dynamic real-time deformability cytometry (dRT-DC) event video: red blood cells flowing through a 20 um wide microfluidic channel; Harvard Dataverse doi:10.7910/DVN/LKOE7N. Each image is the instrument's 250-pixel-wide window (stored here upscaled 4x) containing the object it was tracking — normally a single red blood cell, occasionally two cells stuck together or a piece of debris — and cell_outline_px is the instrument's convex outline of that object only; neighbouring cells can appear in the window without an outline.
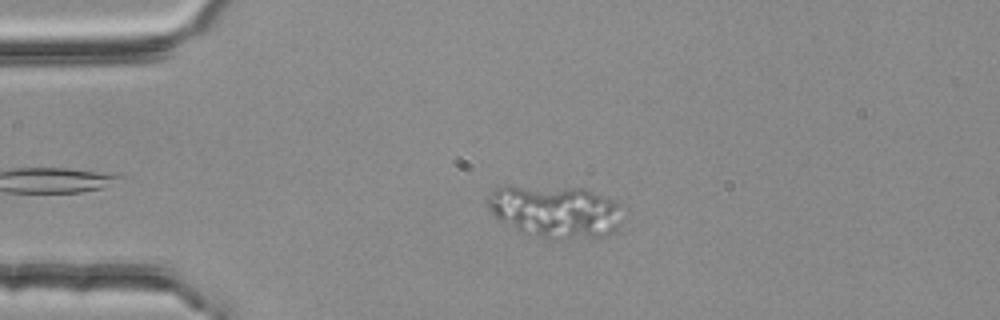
{"species": "common noctule bat (a hibernating species)", "species_latin": "Nyctalus noctula", "temperature_condition": "room temperature", "stored_images_in_passage": 2, "camera_frame_rate_fps": 3000, "um_per_image_px": 0.085, "animal": {"sex": "female", "body_mass_g": 25.1}, "frame": {"image": 1, "passage_image": 2, "time_ms": 0.333, "image_size_px": [1000, 320], "cell_outline_px": [[620, 224], [616, 232], [608, 236], [552, 240], [536, 236], [524, 232], [500, 220], [488, 208], [484, 200], [496, 188], [508, 184], [512, 184], [584, 188], [616, 200], [620, 204]], "centroid_in_image_um": [47.21, 17.95], "position_along_channel_um": 37.8, "area_um2": 42.14}}